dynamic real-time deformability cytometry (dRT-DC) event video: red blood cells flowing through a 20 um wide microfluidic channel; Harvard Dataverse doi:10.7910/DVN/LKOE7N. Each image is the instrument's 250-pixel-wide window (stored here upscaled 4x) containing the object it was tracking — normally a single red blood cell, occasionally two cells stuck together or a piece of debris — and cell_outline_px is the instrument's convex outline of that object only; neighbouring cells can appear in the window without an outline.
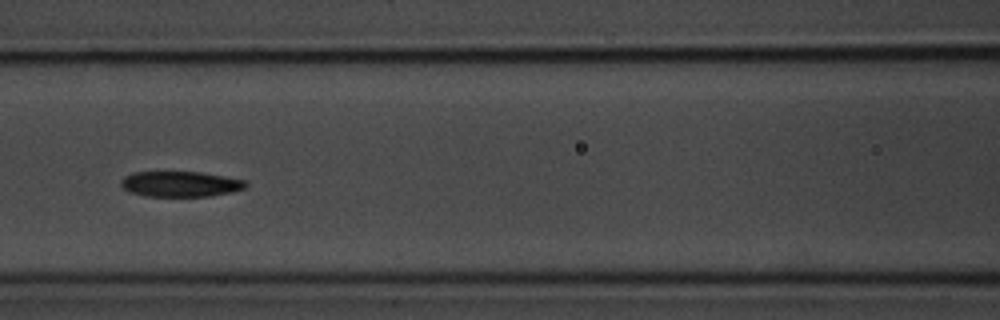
{"species": "common noctule bat (a hibernating species)", "species_latin": "Nyctalus noctula", "temperature_condition": "room temperature", "stored_images_in_passage": 8, "camera_frame_rate_fps": 3000, "um_per_image_px": 0.085, "animal": {"sex": "male", "body_mass_g": 20.1, "forearm_length_mm": 53.5}, "frame": {"image": 1, "passage_image": 6, "time_ms": 5.667, "image_size_px": [1000, 320], "cell_outline_px": [[248, 184], [244, 188], [232, 192], [212, 196], [144, 196], [128, 192], [120, 184], [120, 180], [124, 176], [132, 172], [200, 172], [224, 176], [244, 180]], "centroid_in_image_um": [15.3, 15.64], "position_along_channel_um": 151.3, "area_um2": 18.61}}
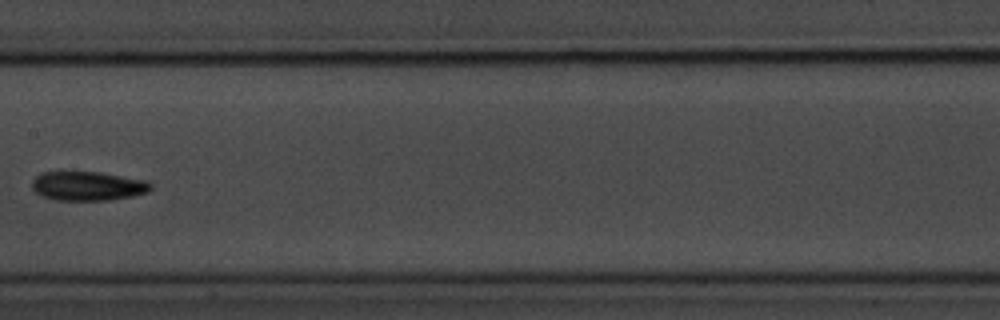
{"frame": {"image": 2, "passage_image": 7, "time_ms": 7.0, "image_size_px": [1000, 320], "cell_outline_px": [[152, 188], [148, 192], [132, 196], [108, 200], [56, 200], [40, 196], [32, 188], [32, 180], [36, 176], [44, 172], [100, 172], [144, 180], [152, 184]], "centroid_in_image_um": [7.45, 15.81], "position_along_channel_um": 200.0, "area_um2": 20.11}}